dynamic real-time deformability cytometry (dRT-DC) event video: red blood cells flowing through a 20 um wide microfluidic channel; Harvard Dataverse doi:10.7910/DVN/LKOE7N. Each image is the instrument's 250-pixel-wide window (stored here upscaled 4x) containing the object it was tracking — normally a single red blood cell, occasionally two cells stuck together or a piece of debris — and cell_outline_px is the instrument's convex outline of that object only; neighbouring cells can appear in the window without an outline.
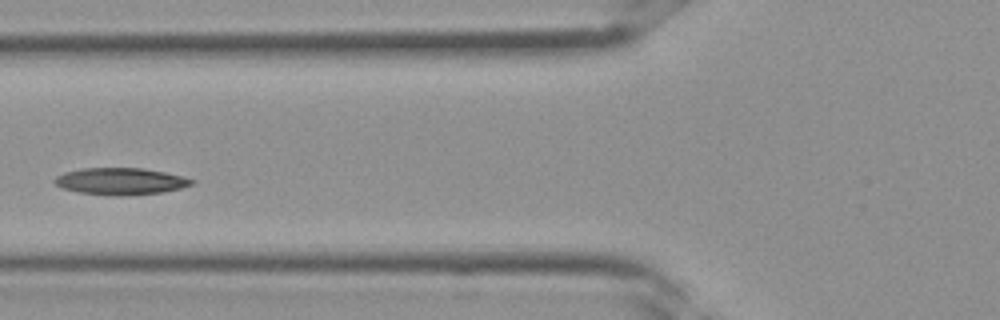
{"species": "Egyptian fruit bat (a non-hibernating species)", "species_latin": "Rousettus aegyptiacus", "temperature_condition": "room temperature", "stored_images_in_passage": 3, "camera_frame_rate_fps": 3000, "um_per_image_px": 0.085, "frame": {"image": 1, "passage_image": 3, "time_ms": 0.667, "image_size_px": [1000, 320], "cell_outline_px": [[196, 184], [164, 192], [124, 196], [112, 196], [80, 192], [64, 188], [56, 184], [52, 180], [56, 176], [64, 172], [80, 168], [144, 168], [184, 176], [196, 180]], "centroid_in_image_um": [10.29, 15.41], "position_along_channel_um": 115.5, "area_um2": 21.68}}